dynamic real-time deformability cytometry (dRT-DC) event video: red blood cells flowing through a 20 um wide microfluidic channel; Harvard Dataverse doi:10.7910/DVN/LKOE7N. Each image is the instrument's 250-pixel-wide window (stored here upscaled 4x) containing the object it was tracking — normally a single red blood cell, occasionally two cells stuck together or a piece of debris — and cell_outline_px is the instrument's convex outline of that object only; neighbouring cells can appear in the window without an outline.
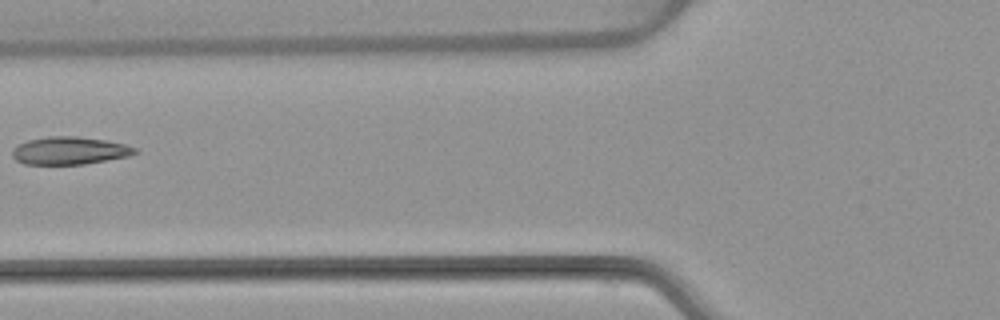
{"species": "common noctule bat (a hibernating species)", "species_latin": "Nyctalus noctula", "temperature_condition": "warm", "stored_images_in_passage": 8, "camera_frame_rate_fps": 3000, "um_per_image_px": 0.085, "animal": {"sex": "female", "body_mass_g": 22.7, "forearm_length_mm": 54.2}, "frame": {"image": 1, "passage_image": 7, "time_ms": 7.333, "image_size_px": [1000, 320], "cell_outline_px": [[140, 152], [128, 156], [84, 164], [24, 164], [16, 160], [12, 156], [12, 148], [16, 144], [28, 140], [48, 136], [76, 136], [104, 140], [124, 144], [136, 148]], "centroid_in_image_um": [5.88, 12.8], "position_along_channel_um": 119.9, "area_um2": 19.83}}
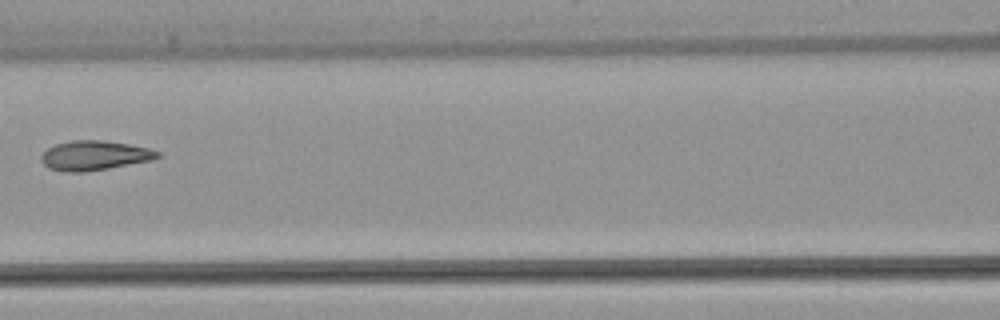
{"frame": {"image": 2, "passage_image": 8, "time_ms": 8.333, "image_size_px": [1000, 320], "cell_outline_px": [[160, 156], [152, 160], [108, 168], [84, 172], [64, 172], [48, 168], [40, 160], [40, 156], [48, 148], [56, 144], [72, 140], [104, 140], [128, 144], [148, 148], [160, 152]], "centroid_in_image_um": [8.0, 13.22], "position_along_channel_um": 158.6, "area_um2": 20.0}}